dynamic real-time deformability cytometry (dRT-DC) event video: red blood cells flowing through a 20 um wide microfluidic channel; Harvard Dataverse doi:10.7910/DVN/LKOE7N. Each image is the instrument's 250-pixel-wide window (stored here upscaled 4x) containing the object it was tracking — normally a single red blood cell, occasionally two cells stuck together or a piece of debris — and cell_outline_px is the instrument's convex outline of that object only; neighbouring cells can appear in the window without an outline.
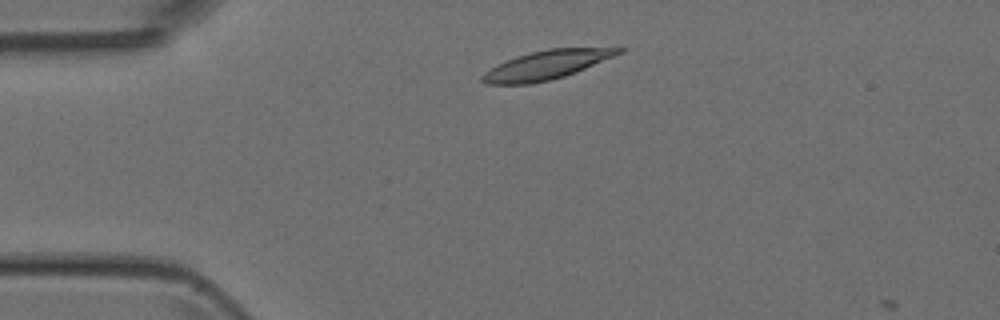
{"species": "Egyptian fruit bat (a non-hibernating species)", "species_latin": "Rousettus aegyptiacus", "temperature_condition": "room temperature", "stored_images_in_passage": 5, "camera_frame_rate_fps": 3000, "um_per_image_px": 0.085, "animal": {"sex": "female"}, "frame": {"image": 1, "passage_image": 4, "time_ms": 1.0, "image_size_px": [1000, 320], "cell_outline_px": [[624, 52], [564, 76], [532, 84], [484, 84], [480, 80], [480, 76], [484, 72], [516, 56], [548, 48], [624, 48]], "centroid_in_image_um": [46.41, 5.53], "position_along_channel_um": 38.6, "area_um2": 22.43}}